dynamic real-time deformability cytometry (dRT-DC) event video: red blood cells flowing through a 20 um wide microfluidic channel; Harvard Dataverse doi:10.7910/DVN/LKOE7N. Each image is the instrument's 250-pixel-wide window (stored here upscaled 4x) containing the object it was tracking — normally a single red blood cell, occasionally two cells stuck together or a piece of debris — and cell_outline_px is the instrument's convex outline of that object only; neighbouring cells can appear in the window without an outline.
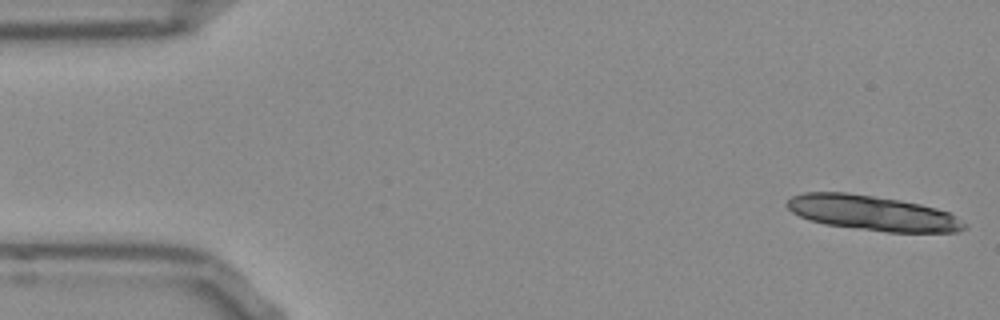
{"species": "Egyptian fruit bat (a non-hibernating species)", "species_latin": "Rousettus aegyptiacus", "temperature_condition": "room temperature", "stored_images_in_passage": 13, "camera_frame_rate_fps": 3000, "um_per_image_px": 0.085, "frame": {"image": 1, "passage_image": 1, "time_ms": 0.0, "image_size_px": [1000, 320], "cell_outline_px": [[968, 228], [960, 232], [888, 232], [824, 224], [800, 216], [792, 212], [784, 204], [792, 196], [804, 192], [848, 192], [900, 200], [920, 204], [936, 208], [948, 212], [956, 216], [968, 224]], "centroid_in_image_um": [74.2, 18.11], "position_along_channel_um": 10.8, "area_um2": 36.24}}